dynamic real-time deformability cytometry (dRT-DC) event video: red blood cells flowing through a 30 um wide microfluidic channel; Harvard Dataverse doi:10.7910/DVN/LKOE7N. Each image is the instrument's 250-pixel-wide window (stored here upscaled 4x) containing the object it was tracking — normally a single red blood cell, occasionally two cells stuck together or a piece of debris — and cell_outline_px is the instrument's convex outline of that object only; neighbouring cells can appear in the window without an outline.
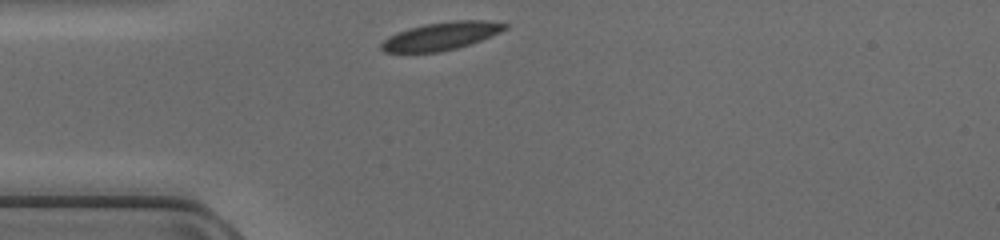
{"species": "common noctule bat (a hibernating species)", "species_latin": "Nyctalus noctula", "temperature_condition": "cold", "stored_images_in_passage": 27, "camera_frame_rate_fps": 3000, "um_per_image_px": 0.085, "animal": {"sex": "female", "body_mass_g": 17.0, "forearm_length_mm": 48.0}, "frame": {"image": 1, "passage_image": 1, "time_ms": 0.0, "image_size_px": [1000, 240], "cell_outline_px": [[508, 28], [500, 32], [480, 40], [456, 48], [440, 52], [384, 52], [380, 48], [380, 44], [388, 36], [396, 32], [408, 28], [424, 24], [452, 20], [484, 20], [508, 24]], "centroid_in_image_um": [37.46, 3.05], "position_along_channel_um": 47.5, "area_um2": 20.06}}
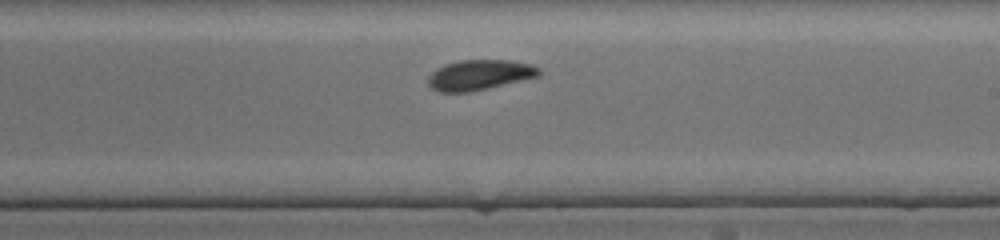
{"frame": {"image": 2, "passage_image": 16, "time_ms": 5.0, "image_size_px": [1000, 240], "cell_outline_px": [[540, 76], [488, 88], [468, 92], [440, 92], [432, 88], [428, 84], [428, 76], [436, 68], [444, 64], [460, 60], [512, 60], [532, 64], [540, 68]], "centroid_in_image_um": [40.76, 6.36], "position_along_channel_um": 248.2, "area_um2": 19.65}}
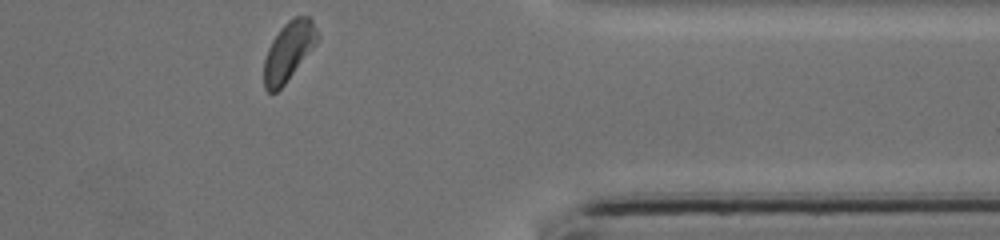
{"frame": {"image": 3, "passage_image": 27, "time_ms": 8.667, "image_size_px": [1000, 240], "cell_outline_px": [[320, 36], [316, 44], [284, 84], [276, 92], [268, 92], [264, 88], [264, 60], [268, 48], [272, 40], [280, 28], [288, 20], [296, 16], [308, 16], [312, 20]], "centroid_in_image_um": [24.53, 4.33], "position_along_channel_um": 386.9, "area_um2": 18.21}}